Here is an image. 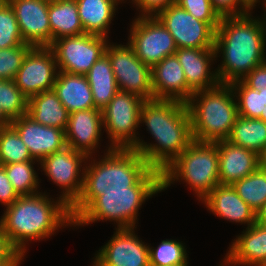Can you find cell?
I'll return each instance as SVG.
<instances>
[{"label":"cell","instance_id":"obj_1","mask_svg":"<svg viewBox=\"0 0 266 266\" xmlns=\"http://www.w3.org/2000/svg\"><path fill=\"white\" fill-rule=\"evenodd\" d=\"M144 123L156 140L153 145L137 140L132 148L148 165L162 172L193 141L191 118L186 103L176 100H145L141 106L140 124Z\"/></svg>","mask_w":266,"mask_h":266},{"label":"cell","instance_id":"obj_2","mask_svg":"<svg viewBox=\"0 0 266 266\" xmlns=\"http://www.w3.org/2000/svg\"><path fill=\"white\" fill-rule=\"evenodd\" d=\"M251 17V13L221 17L214 47L216 55L221 52L223 57L216 70L220 83L242 80L266 61V20Z\"/></svg>","mask_w":266,"mask_h":266},{"label":"cell","instance_id":"obj_3","mask_svg":"<svg viewBox=\"0 0 266 266\" xmlns=\"http://www.w3.org/2000/svg\"><path fill=\"white\" fill-rule=\"evenodd\" d=\"M65 225H74L70 207L62 199L54 202L40 192L20 196L0 219L11 245L23 255L28 241L48 238Z\"/></svg>","mask_w":266,"mask_h":266},{"label":"cell","instance_id":"obj_4","mask_svg":"<svg viewBox=\"0 0 266 266\" xmlns=\"http://www.w3.org/2000/svg\"><path fill=\"white\" fill-rule=\"evenodd\" d=\"M93 161L89 166H85L81 195L70 207L73 221L102 195L103 191H130V187L151 168L134 149L110 146L104 158Z\"/></svg>","mask_w":266,"mask_h":266},{"label":"cell","instance_id":"obj_5","mask_svg":"<svg viewBox=\"0 0 266 266\" xmlns=\"http://www.w3.org/2000/svg\"><path fill=\"white\" fill-rule=\"evenodd\" d=\"M228 83L194 92L186 103L192 138L198 142L224 141L238 117L237 101Z\"/></svg>","mask_w":266,"mask_h":266},{"label":"cell","instance_id":"obj_6","mask_svg":"<svg viewBox=\"0 0 266 266\" xmlns=\"http://www.w3.org/2000/svg\"><path fill=\"white\" fill-rule=\"evenodd\" d=\"M162 191L161 172L150 168L130 191H103L75 220L74 225L110 220L117 229L136 228L138 210L146 199Z\"/></svg>","mask_w":266,"mask_h":266},{"label":"cell","instance_id":"obj_7","mask_svg":"<svg viewBox=\"0 0 266 266\" xmlns=\"http://www.w3.org/2000/svg\"><path fill=\"white\" fill-rule=\"evenodd\" d=\"M184 180L201 201L219 185L217 143L193 140L188 147L161 172L162 190L175 180Z\"/></svg>","mask_w":266,"mask_h":266},{"label":"cell","instance_id":"obj_8","mask_svg":"<svg viewBox=\"0 0 266 266\" xmlns=\"http://www.w3.org/2000/svg\"><path fill=\"white\" fill-rule=\"evenodd\" d=\"M144 101L136 94L119 90L102 109L103 128L111 139V148L132 149L137 144L135 131Z\"/></svg>","mask_w":266,"mask_h":266},{"label":"cell","instance_id":"obj_9","mask_svg":"<svg viewBox=\"0 0 266 266\" xmlns=\"http://www.w3.org/2000/svg\"><path fill=\"white\" fill-rule=\"evenodd\" d=\"M128 44L150 68L178 49L173 36L156 16H138L131 25Z\"/></svg>","mask_w":266,"mask_h":266},{"label":"cell","instance_id":"obj_10","mask_svg":"<svg viewBox=\"0 0 266 266\" xmlns=\"http://www.w3.org/2000/svg\"><path fill=\"white\" fill-rule=\"evenodd\" d=\"M106 37L82 34L62 37L52 42L58 71L85 75L95 62L105 54L109 43Z\"/></svg>","mask_w":266,"mask_h":266},{"label":"cell","instance_id":"obj_11","mask_svg":"<svg viewBox=\"0 0 266 266\" xmlns=\"http://www.w3.org/2000/svg\"><path fill=\"white\" fill-rule=\"evenodd\" d=\"M108 55L118 89L136 94L144 100L154 99L151 68L143 63L127 45L107 44Z\"/></svg>","mask_w":266,"mask_h":266},{"label":"cell","instance_id":"obj_12","mask_svg":"<svg viewBox=\"0 0 266 266\" xmlns=\"http://www.w3.org/2000/svg\"><path fill=\"white\" fill-rule=\"evenodd\" d=\"M88 156L69 146L44 157L39 163L48 176L60 188H64L59 197L71 207L80 197L83 189L84 169L82 163H87ZM82 175V176H80ZM82 177V178H81Z\"/></svg>","mask_w":266,"mask_h":266},{"label":"cell","instance_id":"obj_13","mask_svg":"<svg viewBox=\"0 0 266 266\" xmlns=\"http://www.w3.org/2000/svg\"><path fill=\"white\" fill-rule=\"evenodd\" d=\"M156 17L173 36L177 48H214L216 30L196 19L177 3L161 10Z\"/></svg>","mask_w":266,"mask_h":266},{"label":"cell","instance_id":"obj_14","mask_svg":"<svg viewBox=\"0 0 266 266\" xmlns=\"http://www.w3.org/2000/svg\"><path fill=\"white\" fill-rule=\"evenodd\" d=\"M57 70L54 53L49 47H32L23 59L14 81L29 99L53 89Z\"/></svg>","mask_w":266,"mask_h":266},{"label":"cell","instance_id":"obj_15","mask_svg":"<svg viewBox=\"0 0 266 266\" xmlns=\"http://www.w3.org/2000/svg\"><path fill=\"white\" fill-rule=\"evenodd\" d=\"M14 10L23 41L32 47L51 45L49 1L7 0Z\"/></svg>","mask_w":266,"mask_h":266},{"label":"cell","instance_id":"obj_16","mask_svg":"<svg viewBox=\"0 0 266 266\" xmlns=\"http://www.w3.org/2000/svg\"><path fill=\"white\" fill-rule=\"evenodd\" d=\"M134 228L117 229L96 254L104 266H150L149 245L140 241Z\"/></svg>","mask_w":266,"mask_h":266},{"label":"cell","instance_id":"obj_17","mask_svg":"<svg viewBox=\"0 0 266 266\" xmlns=\"http://www.w3.org/2000/svg\"><path fill=\"white\" fill-rule=\"evenodd\" d=\"M33 159L40 162L66 145L65 130L44 126L36 122L28 114L11 120Z\"/></svg>","mask_w":266,"mask_h":266},{"label":"cell","instance_id":"obj_18","mask_svg":"<svg viewBox=\"0 0 266 266\" xmlns=\"http://www.w3.org/2000/svg\"><path fill=\"white\" fill-rule=\"evenodd\" d=\"M102 127V110L100 109L93 108L69 113L65 130L66 145L90 158L98 147Z\"/></svg>","mask_w":266,"mask_h":266},{"label":"cell","instance_id":"obj_19","mask_svg":"<svg viewBox=\"0 0 266 266\" xmlns=\"http://www.w3.org/2000/svg\"><path fill=\"white\" fill-rule=\"evenodd\" d=\"M174 54L184 71L187 87L193 93L220 83L217 72H210V63L218 56L215 48H178Z\"/></svg>","mask_w":266,"mask_h":266},{"label":"cell","instance_id":"obj_20","mask_svg":"<svg viewBox=\"0 0 266 266\" xmlns=\"http://www.w3.org/2000/svg\"><path fill=\"white\" fill-rule=\"evenodd\" d=\"M151 77L154 99L187 103L193 94L187 87L184 71L175 54L153 66Z\"/></svg>","mask_w":266,"mask_h":266},{"label":"cell","instance_id":"obj_21","mask_svg":"<svg viewBox=\"0 0 266 266\" xmlns=\"http://www.w3.org/2000/svg\"><path fill=\"white\" fill-rule=\"evenodd\" d=\"M219 184L233 185L259 167V155L227 140L217 141Z\"/></svg>","mask_w":266,"mask_h":266},{"label":"cell","instance_id":"obj_22","mask_svg":"<svg viewBox=\"0 0 266 266\" xmlns=\"http://www.w3.org/2000/svg\"><path fill=\"white\" fill-rule=\"evenodd\" d=\"M225 264L266 266V226L255 222L239 235L224 260Z\"/></svg>","mask_w":266,"mask_h":266},{"label":"cell","instance_id":"obj_23","mask_svg":"<svg viewBox=\"0 0 266 266\" xmlns=\"http://www.w3.org/2000/svg\"><path fill=\"white\" fill-rule=\"evenodd\" d=\"M213 214L225 220L247 224L256 222V212L237 194L232 185H218L202 200Z\"/></svg>","mask_w":266,"mask_h":266},{"label":"cell","instance_id":"obj_24","mask_svg":"<svg viewBox=\"0 0 266 266\" xmlns=\"http://www.w3.org/2000/svg\"><path fill=\"white\" fill-rule=\"evenodd\" d=\"M53 90L69 113L95 108L85 75L58 71Z\"/></svg>","mask_w":266,"mask_h":266},{"label":"cell","instance_id":"obj_25","mask_svg":"<svg viewBox=\"0 0 266 266\" xmlns=\"http://www.w3.org/2000/svg\"><path fill=\"white\" fill-rule=\"evenodd\" d=\"M121 0H76L79 17L86 34L108 37L116 6Z\"/></svg>","mask_w":266,"mask_h":266},{"label":"cell","instance_id":"obj_26","mask_svg":"<svg viewBox=\"0 0 266 266\" xmlns=\"http://www.w3.org/2000/svg\"><path fill=\"white\" fill-rule=\"evenodd\" d=\"M27 114L44 126L62 130L67 128L69 112L53 89L29 98Z\"/></svg>","mask_w":266,"mask_h":266},{"label":"cell","instance_id":"obj_27","mask_svg":"<svg viewBox=\"0 0 266 266\" xmlns=\"http://www.w3.org/2000/svg\"><path fill=\"white\" fill-rule=\"evenodd\" d=\"M49 24L51 44L53 41L84 34L76 0H57L49 2Z\"/></svg>","mask_w":266,"mask_h":266},{"label":"cell","instance_id":"obj_28","mask_svg":"<svg viewBox=\"0 0 266 266\" xmlns=\"http://www.w3.org/2000/svg\"><path fill=\"white\" fill-rule=\"evenodd\" d=\"M92 91L95 108H105L119 91L108 55L101 56L85 74Z\"/></svg>","mask_w":266,"mask_h":266},{"label":"cell","instance_id":"obj_29","mask_svg":"<svg viewBox=\"0 0 266 266\" xmlns=\"http://www.w3.org/2000/svg\"><path fill=\"white\" fill-rule=\"evenodd\" d=\"M227 141L259 155L266 148V123L238 116Z\"/></svg>","mask_w":266,"mask_h":266},{"label":"cell","instance_id":"obj_30","mask_svg":"<svg viewBox=\"0 0 266 266\" xmlns=\"http://www.w3.org/2000/svg\"><path fill=\"white\" fill-rule=\"evenodd\" d=\"M230 85L238 101V116L260 119L266 123V88L257 91L242 80L234 81Z\"/></svg>","mask_w":266,"mask_h":266},{"label":"cell","instance_id":"obj_31","mask_svg":"<svg viewBox=\"0 0 266 266\" xmlns=\"http://www.w3.org/2000/svg\"><path fill=\"white\" fill-rule=\"evenodd\" d=\"M232 186L239 197L255 212L266 202V171L260 167Z\"/></svg>","mask_w":266,"mask_h":266},{"label":"cell","instance_id":"obj_32","mask_svg":"<svg viewBox=\"0 0 266 266\" xmlns=\"http://www.w3.org/2000/svg\"><path fill=\"white\" fill-rule=\"evenodd\" d=\"M27 146L16 129L10 125L0 129V165L33 161Z\"/></svg>","mask_w":266,"mask_h":266},{"label":"cell","instance_id":"obj_33","mask_svg":"<svg viewBox=\"0 0 266 266\" xmlns=\"http://www.w3.org/2000/svg\"><path fill=\"white\" fill-rule=\"evenodd\" d=\"M34 163L35 159L22 163L2 165L12 186L20 196L38 193L39 179L32 165Z\"/></svg>","mask_w":266,"mask_h":266},{"label":"cell","instance_id":"obj_34","mask_svg":"<svg viewBox=\"0 0 266 266\" xmlns=\"http://www.w3.org/2000/svg\"><path fill=\"white\" fill-rule=\"evenodd\" d=\"M150 266H187V252L179 240H162L158 247H149Z\"/></svg>","mask_w":266,"mask_h":266},{"label":"cell","instance_id":"obj_35","mask_svg":"<svg viewBox=\"0 0 266 266\" xmlns=\"http://www.w3.org/2000/svg\"><path fill=\"white\" fill-rule=\"evenodd\" d=\"M0 107L10 120L27 114L28 98L14 80H0Z\"/></svg>","mask_w":266,"mask_h":266},{"label":"cell","instance_id":"obj_36","mask_svg":"<svg viewBox=\"0 0 266 266\" xmlns=\"http://www.w3.org/2000/svg\"><path fill=\"white\" fill-rule=\"evenodd\" d=\"M24 44L14 10L7 0H0V49Z\"/></svg>","mask_w":266,"mask_h":266},{"label":"cell","instance_id":"obj_37","mask_svg":"<svg viewBox=\"0 0 266 266\" xmlns=\"http://www.w3.org/2000/svg\"><path fill=\"white\" fill-rule=\"evenodd\" d=\"M32 48L29 44L0 49V80H14L23 59Z\"/></svg>","mask_w":266,"mask_h":266},{"label":"cell","instance_id":"obj_38","mask_svg":"<svg viewBox=\"0 0 266 266\" xmlns=\"http://www.w3.org/2000/svg\"><path fill=\"white\" fill-rule=\"evenodd\" d=\"M176 3L196 19L209 23L217 30L221 16L213 8L210 0H177Z\"/></svg>","mask_w":266,"mask_h":266},{"label":"cell","instance_id":"obj_39","mask_svg":"<svg viewBox=\"0 0 266 266\" xmlns=\"http://www.w3.org/2000/svg\"><path fill=\"white\" fill-rule=\"evenodd\" d=\"M221 17L239 16L251 13L256 4L252 0H210ZM240 6V7H239ZM239 7V8H238Z\"/></svg>","mask_w":266,"mask_h":266},{"label":"cell","instance_id":"obj_40","mask_svg":"<svg viewBox=\"0 0 266 266\" xmlns=\"http://www.w3.org/2000/svg\"><path fill=\"white\" fill-rule=\"evenodd\" d=\"M142 12L141 16H156L161 10L175 4L177 0H132Z\"/></svg>","mask_w":266,"mask_h":266},{"label":"cell","instance_id":"obj_41","mask_svg":"<svg viewBox=\"0 0 266 266\" xmlns=\"http://www.w3.org/2000/svg\"><path fill=\"white\" fill-rule=\"evenodd\" d=\"M20 195L15 191L10 180L6 175V170L0 165V202L5 207L10 206L15 202Z\"/></svg>","mask_w":266,"mask_h":266},{"label":"cell","instance_id":"obj_42","mask_svg":"<svg viewBox=\"0 0 266 266\" xmlns=\"http://www.w3.org/2000/svg\"><path fill=\"white\" fill-rule=\"evenodd\" d=\"M25 255L17 251L10 243L8 237L0 226V263L21 262ZM23 257V258H22Z\"/></svg>","mask_w":266,"mask_h":266},{"label":"cell","instance_id":"obj_43","mask_svg":"<svg viewBox=\"0 0 266 266\" xmlns=\"http://www.w3.org/2000/svg\"><path fill=\"white\" fill-rule=\"evenodd\" d=\"M242 81L250 88L259 91L266 88V61L252 69Z\"/></svg>","mask_w":266,"mask_h":266},{"label":"cell","instance_id":"obj_44","mask_svg":"<svg viewBox=\"0 0 266 266\" xmlns=\"http://www.w3.org/2000/svg\"><path fill=\"white\" fill-rule=\"evenodd\" d=\"M256 222L260 225L266 226V202L256 212Z\"/></svg>","mask_w":266,"mask_h":266},{"label":"cell","instance_id":"obj_45","mask_svg":"<svg viewBox=\"0 0 266 266\" xmlns=\"http://www.w3.org/2000/svg\"><path fill=\"white\" fill-rule=\"evenodd\" d=\"M11 125V120L5 115L0 107V129Z\"/></svg>","mask_w":266,"mask_h":266},{"label":"cell","instance_id":"obj_46","mask_svg":"<svg viewBox=\"0 0 266 266\" xmlns=\"http://www.w3.org/2000/svg\"><path fill=\"white\" fill-rule=\"evenodd\" d=\"M259 167L266 171V148L259 154Z\"/></svg>","mask_w":266,"mask_h":266},{"label":"cell","instance_id":"obj_47","mask_svg":"<svg viewBox=\"0 0 266 266\" xmlns=\"http://www.w3.org/2000/svg\"><path fill=\"white\" fill-rule=\"evenodd\" d=\"M20 262H1L0 266H19Z\"/></svg>","mask_w":266,"mask_h":266},{"label":"cell","instance_id":"obj_48","mask_svg":"<svg viewBox=\"0 0 266 266\" xmlns=\"http://www.w3.org/2000/svg\"><path fill=\"white\" fill-rule=\"evenodd\" d=\"M93 263V266H104L103 263L96 256Z\"/></svg>","mask_w":266,"mask_h":266},{"label":"cell","instance_id":"obj_49","mask_svg":"<svg viewBox=\"0 0 266 266\" xmlns=\"http://www.w3.org/2000/svg\"><path fill=\"white\" fill-rule=\"evenodd\" d=\"M255 4H257L258 2H260L259 0H252Z\"/></svg>","mask_w":266,"mask_h":266},{"label":"cell","instance_id":"obj_50","mask_svg":"<svg viewBox=\"0 0 266 266\" xmlns=\"http://www.w3.org/2000/svg\"><path fill=\"white\" fill-rule=\"evenodd\" d=\"M264 1H265V3H264L265 5H264V6H265V9H266V0H264ZM265 12H266V11H265ZM265 15H266V14H265ZM265 20H266V16H265Z\"/></svg>","mask_w":266,"mask_h":266}]
</instances>
